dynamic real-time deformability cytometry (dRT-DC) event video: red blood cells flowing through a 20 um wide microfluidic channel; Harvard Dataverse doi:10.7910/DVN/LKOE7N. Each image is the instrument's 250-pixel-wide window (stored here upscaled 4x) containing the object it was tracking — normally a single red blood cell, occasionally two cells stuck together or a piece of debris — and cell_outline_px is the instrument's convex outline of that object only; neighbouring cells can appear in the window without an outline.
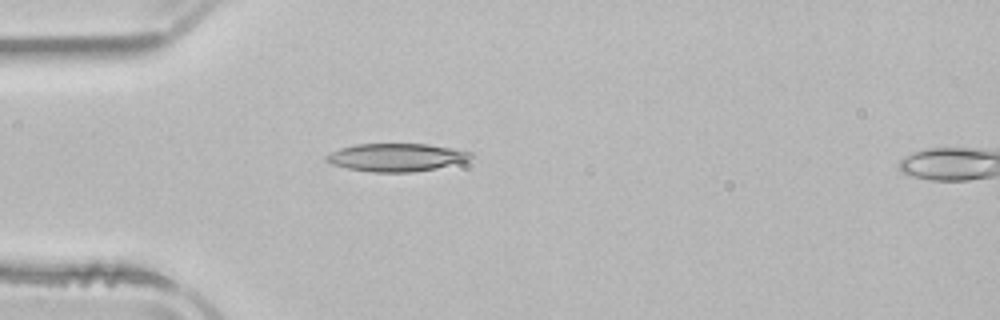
{"species": "common noctule bat (a hibernating species)", "species_latin": "Nyctalus noctula", "temperature_condition": "room temperature", "stored_images_in_passage": 3, "camera_frame_rate_fps": 3000, "um_per_image_px": 0.085, "animal": {"sex": "male", "body_mass_g": 21.5, "forearm_length_mm": 52.0}, "frame": {"image": 1, "passage_image": 1, "time_ms": 0.0, "image_size_px": [1000, 320], "cell_outline_px": [[472, 156], [468, 160], [436, 168], [412, 172], [372, 172], [348, 168], [332, 164], [324, 160], [324, 156], [340, 148], [356, 144], [428, 144], [452, 148], [472, 152]], "centroid_in_image_um": [33.66, 13.37], "position_along_channel_um": 51.3, "area_um2": 23.35}}